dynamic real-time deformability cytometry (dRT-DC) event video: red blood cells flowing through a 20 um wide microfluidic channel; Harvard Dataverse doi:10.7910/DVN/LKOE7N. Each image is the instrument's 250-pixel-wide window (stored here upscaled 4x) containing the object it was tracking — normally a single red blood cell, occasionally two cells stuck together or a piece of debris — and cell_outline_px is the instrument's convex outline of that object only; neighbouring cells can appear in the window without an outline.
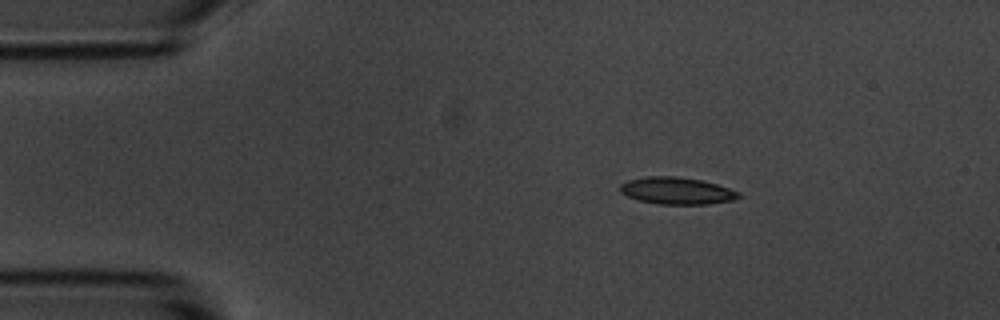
{"species": "common noctule bat (a hibernating species)", "species_latin": "Nyctalus noctula", "temperature_condition": "room temperature", "stored_images_in_passage": 46, "camera_frame_rate_fps": 3000, "um_per_image_px": 0.085, "animal": {"sex": "male", "body_mass_g": 20.1, "forearm_length_mm": 53.5}, "frame": {"image": 1, "passage_image": 1, "time_ms": 0.0, "image_size_px": [1000, 320], "cell_outline_px": [[740, 196], [736, 200], [708, 204], [660, 204], [640, 200], [628, 196], [620, 192], [620, 184], [628, 180], [644, 176], [676, 176], [700, 180], [716, 184], [740, 192]], "centroid_in_image_um": [57.53, 16.21], "position_along_channel_um": 27.5, "area_um2": 18.61}}
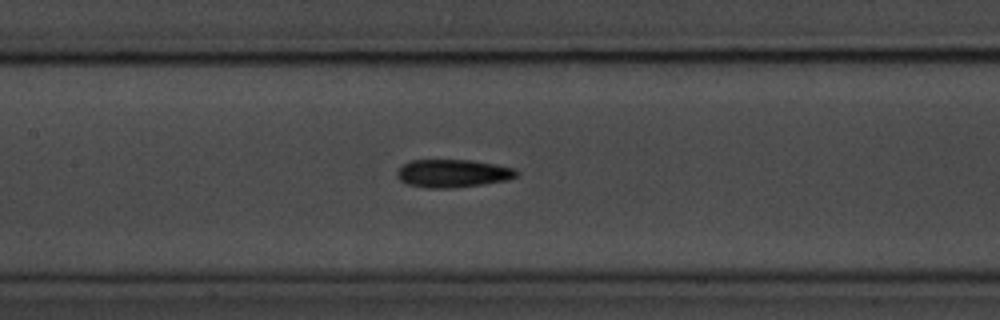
{"frame": {"image": 2, "passage_image": 17, "time_ms": 5.333, "image_size_px": [1000, 320], "cell_outline_px": [[516, 176], [508, 180], [484, 184], [456, 188], [428, 188], [408, 184], [400, 180], [396, 176], [396, 172], [408, 160], [472, 160], [516, 168]], "centroid_in_image_um": [38.48, 14.74], "position_along_channel_um": 168.9, "area_um2": 19.54}}
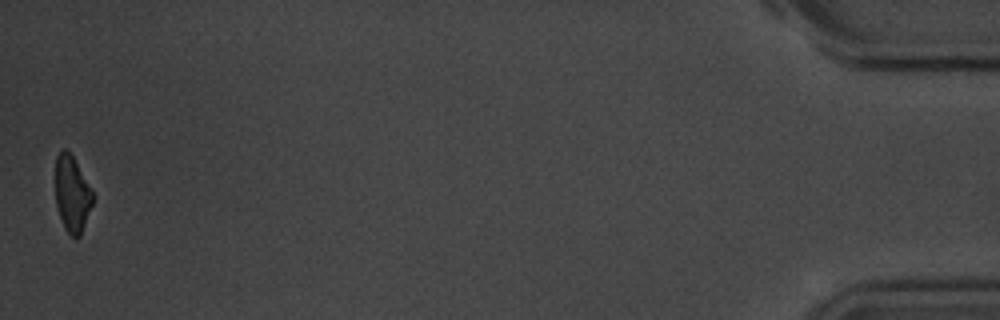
{"frame": {"image": 3, "passage_image": 46, "time_ms": 15.0, "image_size_px": [1000, 320], "cell_outline_px": [[92, 204], [80, 236], [76, 240], [64, 228], [56, 204], [56, 156], [64, 148], [72, 156], [92, 192]], "centroid_in_image_um": [6.11, 16.53], "position_along_channel_um": 429.1, "area_um2": 16.01}, "authors_computed_cell_mechanics": {"area_um2": 18.6983, "velocity_mm_per_s": 3.6758, "shape_relaxation_time_tau1_ms": 4.1398, "shape_relaxation_time_tau2_ms": null, "deformation_change_tau1": 0.1321, "deformation_change_tau2": null}}